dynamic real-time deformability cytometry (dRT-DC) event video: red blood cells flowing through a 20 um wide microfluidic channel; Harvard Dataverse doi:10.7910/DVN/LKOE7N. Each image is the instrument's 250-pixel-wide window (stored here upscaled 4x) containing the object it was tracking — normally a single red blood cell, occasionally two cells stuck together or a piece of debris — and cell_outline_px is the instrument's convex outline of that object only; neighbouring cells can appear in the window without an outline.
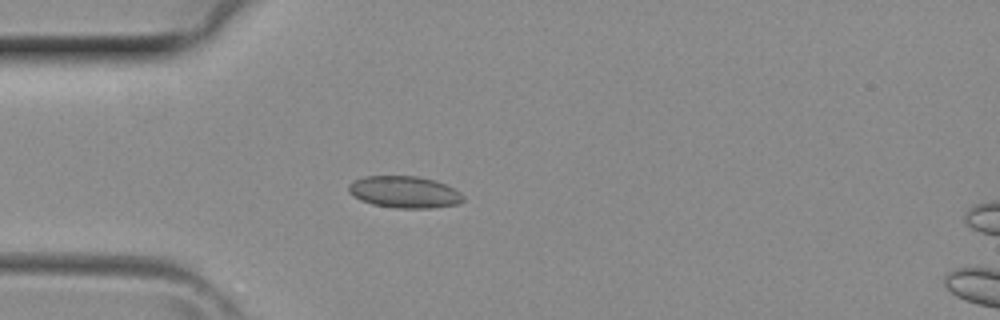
{"species": "common noctule bat (a hibernating species)", "species_latin": "Nyctalus noctula", "temperature_condition": "room temperature", "stored_images_in_passage": 3, "camera_frame_rate_fps": 3000, "um_per_image_px": 0.085, "animal": {"sex": "female", "body_mass_g": 29.2, "forearm_length_mm": 56.3}, "frame": {"image": 1, "passage_image": 3, "time_ms": 0.667, "image_size_px": [1000, 320], "cell_outline_px": [[464, 200], [456, 204], [432, 208], [396, 208], [372, 204], [360, 200], [348, 192], [348, 184], [364, 176], [416, 176], [436, 180], [460, 192], [464, 196]], "centroid_in_image_um": [34.36, 16.32], "position_along_channel_um": 50.6, "area_um2": 21.21}}